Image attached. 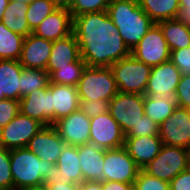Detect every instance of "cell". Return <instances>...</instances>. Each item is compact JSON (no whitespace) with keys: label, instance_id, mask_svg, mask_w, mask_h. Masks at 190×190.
<instances>
[{"label":"cell","instance_id":"cell-1","mask_svg":"<svg viewBox=\"0 0 190 190\" xmlns=\"http://www.w3.org/2000/svg\"><path fill=\"white\" fill-rule=\"evenodd\" d=\"M73 33L80 57L89 67H111L131 54L107 11L75 16Z\"/></svg>","mask_w":190,"mask_h":190},{"label":"cell","instance_id":"cell-2","mask_svg":"<svg viewBox=\"0 0 190 190\" xmlns=\"http://www.w3.org/2000/svg\"><path fill=\"white\" fill-rule=\"evenodd\" d=\"M107 13L130 51L154 24L138 0H111Z\"/></svg>","mask_w":190,"mask_h":190},{"label":"cell","instance_id":"cell-3","mask_svg":"<svg viewBox=\"0 0 190 190\" xmlns=\"http://www.w3.org/2000/svg\"><path fill=\"white\" fill-rule=\"evenodd\" d=\"M52 165L46 160H41L27 147L10 150L13 190L44 184L43 179Z\"/></svg>","mask_w":190,"mask_h":190},{"label":"cell","instance_id":"cell-4","mask_svg":"<svg viewBox=\"0 0 190 190\" xmlns=\"http://www.w3.org/2000/svg\"><path fill=\"white\" fill-rule=\"evenodd\" d=\"M76 87L80 101H110L119 92L110 67L86 66Z\"/></svg>","mask_w":190,"mask_h":190},{"label":"cell","instance_id":"cell-5","mask_svg":"<svg viewBox=\"0 0 190 190\" xmlns=\"http://www.w3.org/2000/svg\"><path fill=\"white\" fill-rule=\"evenodd\" d=\"M110 68L119 92L145 95L152 66L140 62L130 54L115 62Z\"/></svg>","mask_w":190,"mask_h":190},{"label":"cell","instance_id":"cell-6","mask_svg":"<svg viewBox=\"0 0 190 190\" xmlns=\"http://www.w3.org/2000/svg\"><path fill=\"white\" fill-rule=\"evenodd\" d=\"M189 167L188 149L163 144L158 155L142 170L152 177L170 182L177 174Z\"/></svg>","mask_w":190,"mask_h":190},{"label":"cell","instance_id":"cell-7","mask_svg":"<svg viewBox=\"0 0 190 190\" xmlns=\"http://www.w3.org/2000/svg\"><path fill=\"white\" fill-rule=\"evenodd\" d=\"M108 112L126 135L145 115L144 95L118 92L109 101Z\"/></svg>","mask_w":190,"mask_h":190},{"label":"cell","instance_id":"cell-8","mask_svg":"<svg viewBox=\"0 0 190 190\" xmlns=\"http://www.w3.org/2000/svg\"><path fill=\"white\" fill-rule=\"evenodd\" d=\"M141 169L125 147L105 149L102 181L135 182Z\"/></svg>","mask_w":190,"mask_h":190},{"label":"cell","instance_id":"cell-9","mask_svg":"<svg viewBox=\"0 0 190 190\" xmlns=\"http://www.w3.org/2000/svg\"><path fill=\"white\" fill-rule=\"evenodd\" d=\"M171 51L160 26L154 23L131 51L137 60L149 66H156L170 60Z\"/></svg>","mask_w":190,"mask_h":190},{"label":"cell","instance_id":"cell-10","mask_svg":"<svg viewBox=\"0 0 190 190\" xmlns=\"http://www.w3.org/2000/svg\"><path fill=\"white\" fill-rule=\"evenodd\" d=\"M44 184H65L83 182L78 155V146L67 145L63 147L57 164H53L46 172Z\"/></svg>","mask_w":190,"mask_h":190},{"label":"cell","instance_id":"cell-11","mask_svg":"<svg viewBox=\"0 0 190 190\" xmlns=\"http://www.w3.org/2000/svg\"><path fill=\"white\" fill-rule=\"evenodd\" d=\"M44 125L21 112L5 127L0 129L1 147L12 150L27 147L29 141Z\"/></svg>","mask_w":190,"mask_h":190},{"label":"cell","instance_id":"cell-12","mask_svg":"<svg viewBox=\"0 0 190 190\" xmlns=\"http://www.w3.org/2000/svg\"><path fill=\"white\" fill-rule=\"evenodd\" d=\"M90 143L104 149H115L125 144V134L109 112L90 119Z\"/></svg>","mask_w":190,"mask_h":190},{"label":"cell","instance_id":"cell-13","mask_svg":"<svg viewBox=\"0 0 190 190\" xmlns=\"http://www.w3.org/2000/svg\"><path fill=\"white\" fill-rule=\"evenodd\" d=\"M163 144L188 149L190 146V117L186 108L177 107L172 115L159 125Z\"/></svg>","mask_w":190,"mask_h":190},{"label":"cell","instance_id":"cell-14","mask_svg":"<svg viewBox=\"0 0 190 190\" xmlns=\"http://www.w3.org/2000/svg\"><path fill=\"white\" fill-rule=\"evenodd\" d=\"M180 70L169 60L153 66L146 86L145 95L155 94L175 99V92L181 79Z\"/></svg>","mask_w":190,"mask_h":190},{"label":"cell","instance_id":"cell-15","mask_svg":"<svg viewBox=\"0 0 190 190\" xmlns=\"http://www.w3.org/2000/svg\"><path fill=\"white\" fill-rule=\"evenodd\" d=\"M53 125L67 145L80 146L90 143V118L81 110L60 118Z\"/></svg>","mask_w":190,"mask_h":190},{"label":"cell","instance_id":"cell-16","mask_svg":"<svg viewBox=\"0 0 190 190\" xmlns=\"http://www.w3.org/2000/svg\"><path fill=\"white\" fill-rule=\"evenodd\" d=\"M52 83L49 87L37 89L22 97L20 112L30 118L38 120L44 126L52 125Z\"/></svg>","mask_w":190,"mask_h":190},{"label":"cell","instance_id":"cell-17","mask_svg":"<svg viewBox=\"0 0 190 190\" xmlns=\"http://www.w3.org/2000/svg\"><path fill=\"white\" fill-rule=\"evenodd\" d=\"M65 142L60 137L54 125L44 126L29 141L27 148L41 160L57 164Z\"/></svg>","mask_w":190,"mask_h":190},{"label":"cell","instance_id":"cell-18","mask_svg":"<svg viewBox=\"0 0 190 190\" xmlns=\"http://www.w3.org/2000/svg\"><path fill=\"white\" fill-rule=\"evenodd\" d=\"M73 33V17L69 9L57 8L33 30L43 39L56 41Z\"/></svg>","mask_w":190,"mask_h":190},{"label":"cell","instance_id":"cell-19","mask_svg":"<svg viewBox=\"0 0 190 190\" xmlns=\"http://www.w3.org/2000/svg\"><path fill=\"white\" fill-rule=\"evenodd\" d=\"M52 43L53 41L51 40L43 39L31 33L24 38L22 52L18 61L24 68L46 70Z\"/></svg>","mask_w":190,"mask_h":190},{"label":"cell","instance_id":"cell-20","mask_svg":"<svg viewBox=\"0 0 190 190\" xmlns=\"http://www.w3.org/2000/svg\"><path fill=\"white\" fill-rule=\"evenodd\" d=\"M80 58L79 45L75 34L53 41L46 71L51 75L59 67H72V63Z\"/></svg>","mask_w":190,"mask_h":190},{"label":"cell","instance_id":"cell-21","mask_svg":"<svg viewBox=\"0 0 190 190\" xmlns=\"http://www.w3.org/2000/svg\"><path fill=\"white\" fill-rule=\"evenodd\" d=\"M163 143L159 135L125 138L124 147L142 170L160 152Z\"/></svg>","mask_w":190,"mask_h":190},{"label":"cell","instance_id":"cell-22","mask_svg":"<svg viewBox=\"0 0 190 190\" xmlns=\"http://www.w3.org/2000/svg\"><path fill=\"white\" fill-rule=\"evenodd\" d=\"M52 125L60 118L79 110L77 87L52 83Z\"/></svg>","mask_w":190,"mask_h":190},{"label":"cell","instance_id":"cell-23","mask_svg":"<svg viewBox=\"0 0 190 190\" xmlns=\"http://www.w3.org/2000/svg\"><path fill=\"white\" fill-rule=\"evenodd\" d=\"M80 168L84 181H102L105 149L88 143L78 146Z\"/></svg>","mask_w":190,"mask_h":190},{"label":"cell","instance_id":"cell-24","mask_svg":"<svg viewBox=\"0 0 190 190\" xmlns=\"http://www.w3.org/2000/svg\"><path fill=\"white\" fill-rule=\"evenodd\" d=\"M22 68L18 60H0V95L6 99H21Z\"/></svg>","mask_w":190,"mask_h":190},{"label":"cell","instance_id":"cell-25","mask_svg":"<svg viewBox=\"0 0 190 190\" xmlns=\"http://www.w3.org/2000/svg\"><path fill=\"white\" fill-rule=\"evenodd\" d=\"M27 8L28 3L26 2L9 0L8 6L5 9L1 20L12 32L24 37L33 33L26 18Z\"/></svg>","mask_w":190,"mask_h":190},{"label":"cell","instance_id":"cell-26","mask_svg":"<svg viewBox=\"0 0 190 190\" xmlns=\"http://www.w3.org/2000/svg\"><path fill=\"white\" fill-rule=\"evenodd\" d=\"M164 35L170 51L190 46V28L176 19L163 20L157 23Z\"/></svg>","mask_w":190,"mask_h":190},{"label":"cell","instance_id":"cell-27","mask_svg":"<svg viewBox=\"0 0 190 190\" xmlns=\"http://www.w3.org/2000/svg\"><path fill=\"white\" fill-rule=\"evenodd\" d=\"M176 108L177 103L171 97H159L155 94H150L149 96L144 95L145 115L158 125L170 117Z\"/></svg>","mask_w":190,"mask_h":190},{"label":"cell","instance_id":"cell-28","mask_svg":"<svg viewBox=\"0 0 190 190\" xmlns=\"http://www.w3.org/2000/svg\"><path fill=\"white\" fill-rule=\"evenodd\" d=\"M139 6L154 23L175 19L180 8L179 0H138Z\"/></svg>","mask_w":190,"mask_h":190},{"label":"cell","instance_id":"cell-29","mask_svg":"<svg viewBox=\"0 0 190 190\" xmlns=\"http://www.w3.org/2000/svg\"><path fill=\"white\" fill-rule=\"evenodd\" d=\"M24 38L0 21V60H19Z\"/></svg>","mask_w":190,"mask_h":190},{"label":"cell","instance_id":"cell-30","mask_svg":"<svg viewBox=\"0 0 190 190\" xmlns=\"http://www.w3.org/2000/svg\"><path fill=\"white\" fill-rule=\"evenodd\" d=\"M21 98L29 93L47 88L50 84V75L44 69L22 68L21 75Z\"/></svg>","mask_w":190,"mask_h":190},{"label":"cell","instance_id":"cell-31","mask_svg":"<svg viewBox=\"0 0 190 190\" xmlns=\"http://www.w3.org/2000/svg\"><path fill=\"white\" fill-rule=\"evenodd\" d=\"M86 66V63L80 57L72 63V67H59L58 70L54 71L50 75V82L76 87Z\"/></svg>","mask_w":190,"mask_h":190},{"label":"cell","instance_id":"cell-32","mask_svg":"<svg viewBox=\"0 0 190 190\" xmlns=\"http://www.w3.org/2000/svg\"><path fill=\"white\" fill-rule=\"evenodd\" d=\"M56 9L57 7L52 0H36L28 3L26 18L30 29L33 31L43 19Z\"/></svg>","mask_w":190,"mask_h":190},{"label":"cell","instance_id":"cell-33","mask_svg":"<svg viewBox=\"0 0 190 190\" xmlns=\"http://www.w3.org/2000/svg\"><path fill=\"white\" fill-rule=\"evenodd\" d=\"M111 0H74L69 9L72 17L91 12L107 11Z\"/></svg>","mask_w":190,"mask_h":190},{"label":"cell","instance_id":"cell-34","mask_svg":"<svg viewBox=\"0 0 190 190\" xmlns=\"http://www.w3.org/2000/svg\"><path fill=\"white\" fill-rule=\"evenodd\" d=\"M0 190H13L10 150L0 148Z\"/></svg>","mask_w":190,"mask_h":190},{"label":"cell","instance_id":"cell-35","mask_svg":"<svg viewBox=\"0 0 190 190\" xmlns=\"http://www.w3.org/2000/svg\"><path fill=\"white\" fill-rule=\"evenodd\" d=\"M137 190H170L169 182L152 177L140 170L133 183Z\"/></svg>","mask_w":190,"mask_h":190},{"label":"cell","instance_id":"cell-36","mask_svg":"<svg viewBox=\"0 0 190 190\" xmlns=\"http://www.w3.org/2000/svg\"><path fill=\"white\" fill-rule=\"evenodd\" d=\"M159 134V125L144 115L141 120L132 128L125 138H135L142 136H154Z\"/></svg>","mask_w":190,"mask_h":190},{"label":"cell","instance_id":"cell-37","mask_svg":"<svg viewBox=\"0 0 190 190\" xmlns=\"http://www.w3.org/2000/svg\"><path fill=\"white\" fill-rule=\"evenodd\" d=\"M20 113V101L0 100V129L8 125Z\"/></svg>","mask_w":190,"mask_h":190},{"label":"cell","instance_id":"cell-38","mask_svg":"<svg viewBox=\"0 0 190 190\" xmlns=\"http://www.w3.org/2000/svg\"><path fill=\"white\" fill-rule=\"evenodd\" d=\"M170 61L180 70L181 75H190V46L171 51Z\"/></svg>","mask_w":190,"mask_h":190},{"label":"cell","instance_id":"cell-39","mask_svg":"<svg viewBox=\"0 0 190 190\" xmlns=\"http://www.w3.org/2000/svg\"><path fill=\"white\" fill-rule=\"evenodd\" d=\"M79 110H81L90 119L109 110V101L99 99L98 101H80Z\"/></svg>","mask_w":190,"mask_h":190},{"label":"cell","instance_id":"cell-40","mask_svg":"<svg viewBox=\"0 0 190 190\" xmlns=\"http://www.w3.org/2000/svg\"><path fill=\"white\" fill-rule=\"evenodd\" d=\"M177 107H190V75H182L175 92Z\"/></svg>","mask_w":190,"mask_h":190},{"label":"cell","instance_id":"cell-41","mask_svg":"<svg viewBox=\"0 0 190 190\" xmlns=\"http://www.w3.org/2000/svg\"><path fill=\"white\" fill-rule=\"evenodd\" d=\"M169 184L170 190H190V167L177 174Z\"/></svg>","mask_w":190,"mask_h":190},{"label":"cell","instance_id":"cell-42","mask_svg":"<svg viewBox=\"0 0 190 190\" xmlns=\"http://www.w3.org/2000/svg\"><path fill=\"white\" fill-rule=\"evenodd\" d=\"M179 2L180 8L175 19L190 28V0H179Z\"/></svg>","mask_w":190,"mask_h":190},{"label":"cell","instance_id":"cell-43","mask_svg":"<svg viewBox=\"0 0 190 190\" xmlns=\"http://www.w3.org/2000/svg\"><path fill=\"white\" fill-rule=\"evenodd\" d=\"M130 183H122L118 181H102L103 190H127Z\"/></svg>","mask_w":190,"mask_h":190},{"label":"cell","instance_id":"cell-44","mask_svg":"<svg viewBox=\"0 0 190 190\" xmlns=\"http://www.w3.org/2000/svg\"><path fill=\"white\" fill-rule=\"evenodd\" d=\"M47 190H78L76 183L45 184Z\"/></svg>","mask_w":190,"mask_h":190},{"label":"cell","instance_id":"cell-45","mask_svg":"<svg viewBox=\"0 0 190 190\" xmlns=\"http://www.w3.org/2000/svg\"><path fill=\"white\" fill-rule=\"evenodd\" d=\"M78 190H103L102 181H84L78 185Z\"/></svg>","mask_w":190,"mask_h":190},{"label":"cell","instance_id":"cell-46","mask_svg":"<svg viewBox=\"0 0 190 190\" xmlns=\"http://www.w3.org/2000/svg\"><path fill=\"white\" fill-rule=\"evenodd\" d=\"M57 8L70 9L74 0H52Z\"/></svg>","mask_w":190,"mask_h":190},{"label":"cell","instance_id":"cell-47","mask_svg":"<svg viewBox=\"0 0 190 190\" xmlns=\"http://www.w3.org/2000/svg\"><path fill=\"white\" fill-rule=\"evenodd\" d=\"M18 190H47L45 184L31 185Z\"/></svg>","mask_w":190,"mask_h":190},{"label":"cell","instance_id":"cell-48","mask_svg":"<svg viewBox=\"0 0 190 190\" xmlns=\"http://www.w3.org/2000/svg\"><path fill=\"white\" fill-rule=\"evenodd\" d=\"M8 3L9 0H0V21L2 20V17L4 15L3 13L8 6Z\"/></svg>","mask_w":190,"mask_h":190},{"label":"cell","instance_id":"cell-49","mask_svg":"<svg viewBox=\"0 0 190 190\" xmlns=\"http://www.w3.org/2000/svg\"><path fill=\"white\" fill-rule=\"evenodd\" d=\"M127 190H137V189H136L135 185L132 184V185H130V186L127 188Z\"/></svg>","mask_w":190,"mask_h":190},{"label":"cell","instance_id":"cell-50","mask_svg":"<svg viewBox=\"0 0 190 190\" xmlns=\"http://www.w3.org/2000/svg\"><path fill=\"white\" fill-rule=\"evenodd\" d=\"M15 1L30 3V2H33V1H36V0H15Z\"/></svg>","mask_w":190,"mask_h":190},{"label":"cell","instance_id":"cell-51","mask_svg":"<svg viewBox=\"0 0 190 190\" xmlns=\"http://www.w3.org/2000/svg\"><path fill=\"white\" fill-rule=\"evenodd\" d=\"M5 99L4 95H0V100Z\"/></svg>","mask_w":190,"mask_h":190},{"label":"cell","instance_id":"cell-52","mask_svg":"<svg viewBox=\"0 0 190 190\" xmlns=\"http://www.w3.org/2000/svg\"><path fill=\"white\" fill-rule=\"evenodd\" d=\"M187 111H188V113H189V117H190V107H189V108H187Z\"/></svg>","mask_w":190,"mask_h":190}]
</instances>
